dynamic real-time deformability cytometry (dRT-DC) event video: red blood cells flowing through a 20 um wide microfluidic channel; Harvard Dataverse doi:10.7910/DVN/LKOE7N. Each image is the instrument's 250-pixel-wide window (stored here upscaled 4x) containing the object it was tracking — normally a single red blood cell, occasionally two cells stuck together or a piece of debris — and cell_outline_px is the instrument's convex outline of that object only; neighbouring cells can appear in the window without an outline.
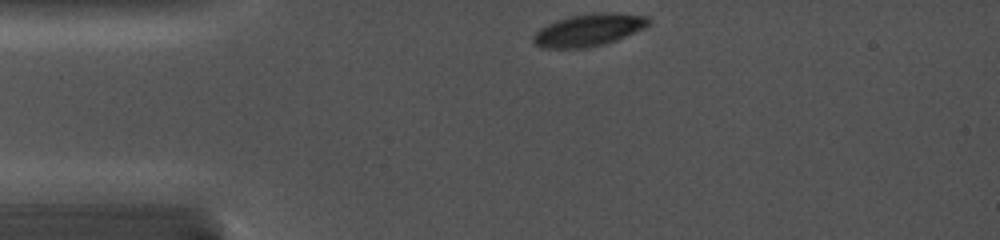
{"species": "common noctule bat (a hibernating species)", "species_latin": "Nyctalus noctula", "temperature_condition": "cold", "stored_images_in_passage": 50, "camera_frame_rate_fps": 5000, "um_per_image_px": 0.085, "animal": {"sex": "female", "body_mass_g": 19.0, "forearm_length_mm": 56.7}, "frame": {"image": 1, "passage_image": 1, "time_ms": 0.0, "image_size_px": [1000, 240], "cell_outline_px": [[652, 20], [644, 28], [616, 40], [604, 44], [588, 48], [540, 48], [532, 40], [532, 36], [540, 28], [556, 20], [568, 16], [596, 12], [612, 12], [648, 16]], "centroid_in_image_um": [50.04, 2.54], "position_along_channel_um": 35.0, "area_um2": 21.85}}
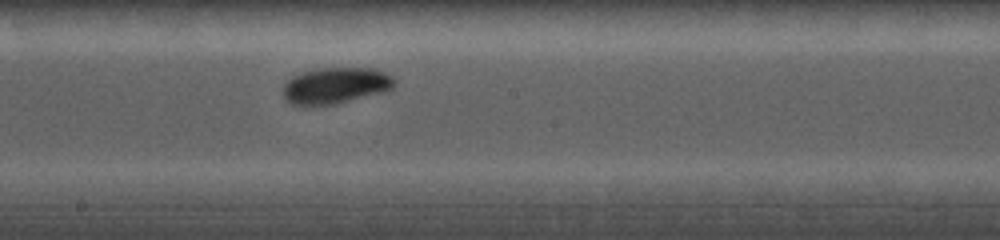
{"frame": {"image": 2, "passage_image": 25, "time_ms": 5.6, "image_size_px": [1000, 240], "cell_outline_px": [[396, 84], [392, 88], [384, 92], [336, 104], [304, 108], [292, 104], [284, 100], [284, 84], [292, 76], [300, 72], [320, 68], [372, 68], [384, 72], [392, 76], [396, 80]], "centroid_in_image_um": [28.49, 7.3], "position_along_channel_um": 219.7, "area_um2": 24.1}}
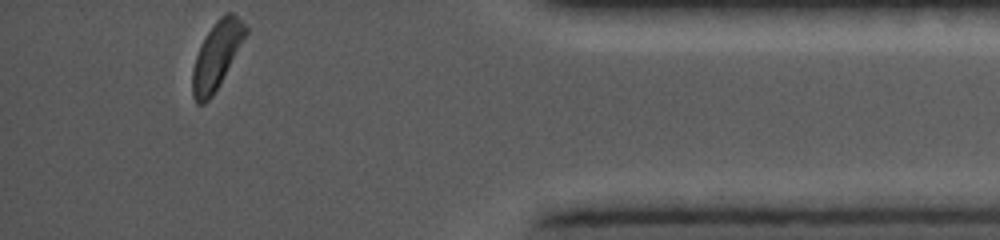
{"frame": {"image": 3, "passage_image": 50, "time_ms": 11.2, "image_size_px": [1000, 240], "cell_outline_px": [[248, 32], [212, 96], [204, 104], [196, 104], [192, 96], [192, 72], [196, 56], [208, 32], [216, 20], [224, 12], [232, 12], [248, 28]], "centroid_in_image_um": [18.4, 4.71], "position_along_channel_um": 416.8, "area_um2": 20.23}}